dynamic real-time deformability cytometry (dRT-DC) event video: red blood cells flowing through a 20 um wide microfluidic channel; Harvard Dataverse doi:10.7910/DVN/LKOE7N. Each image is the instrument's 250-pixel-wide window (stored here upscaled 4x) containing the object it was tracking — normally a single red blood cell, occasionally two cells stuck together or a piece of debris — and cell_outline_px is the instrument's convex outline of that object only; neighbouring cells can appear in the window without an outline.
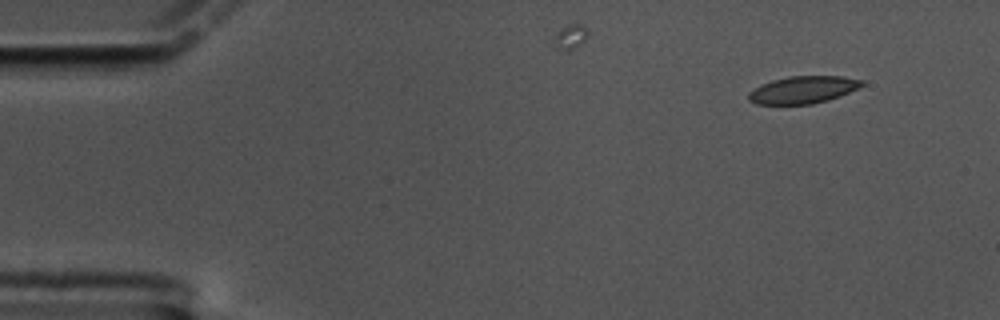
{"species": "common noctule bat (a hibernating species)", "species_latin": "Nyctalus noctula", "temperature_condition": "cold", "stored_images_in_passage": 12, "camera_frame_rate_fps": 3000, "um_per_image_px": 0.085, "animal": {"sex": "male", "body_mass_g": 17.5, "forearm_length_mm": 52.3}, "frame": {"image": 1, "passage_image": 1, "time_ms": 0.0, "image_size_px": [1000, 320], "cell_outline_px": [[864, 84], [848, 92], [828, 100], [812, 104], [756, 104], [748, 100], [748, 92], [760, 84], [772, 80], [788, 76], [840, 76], [864, 80]], "centroid_in_image_um": [68.2, 7.63], "position_along_channel_um": 16.8, "area_um2": 17.98}}